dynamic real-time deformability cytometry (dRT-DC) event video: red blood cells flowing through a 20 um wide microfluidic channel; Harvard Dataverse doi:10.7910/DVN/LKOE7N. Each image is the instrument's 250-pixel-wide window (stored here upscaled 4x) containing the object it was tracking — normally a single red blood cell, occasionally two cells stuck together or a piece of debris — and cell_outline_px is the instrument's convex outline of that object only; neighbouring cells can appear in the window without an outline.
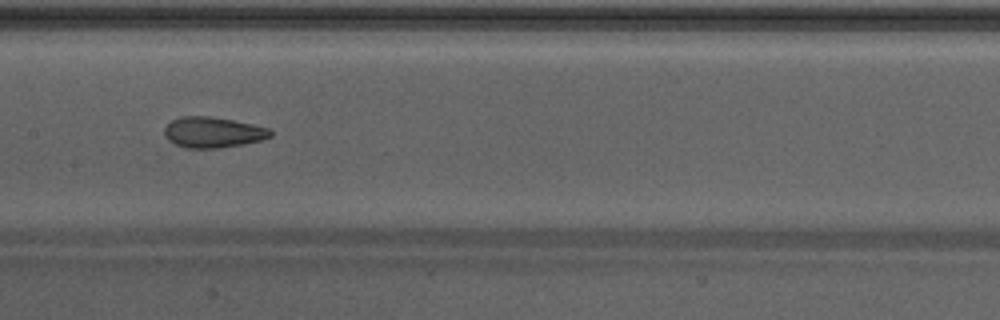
{"species": "Egyptian fruit bat (a non-hibernating species)", "species_latin": "Rousettus aegyptiacus", "temperature_condition": "warm", "stored_images_in_passage": 32, "camera_frame_rate_fps": 3000, "um_per_image_px": 0.085, "animal": {"sex": "male"}, "frame": {"image": 1, "passage_image": 14, "time_ms": 4.333, "image_size_px": [1000, 320], "cell_outline_px": [[272, 136], [260, 140], [244, 144], [216, 148], [184, 148], [168, 140], [164, 136], [164, 128], [172, 120], [180, 116], [208, 116], [232, 120], [252, 124], [268, 128], [272, 132]], "centroid_in_image_um": [18.07, 11.25], "position_along_channel_um": 189.3, "area_um2": 18.9}}